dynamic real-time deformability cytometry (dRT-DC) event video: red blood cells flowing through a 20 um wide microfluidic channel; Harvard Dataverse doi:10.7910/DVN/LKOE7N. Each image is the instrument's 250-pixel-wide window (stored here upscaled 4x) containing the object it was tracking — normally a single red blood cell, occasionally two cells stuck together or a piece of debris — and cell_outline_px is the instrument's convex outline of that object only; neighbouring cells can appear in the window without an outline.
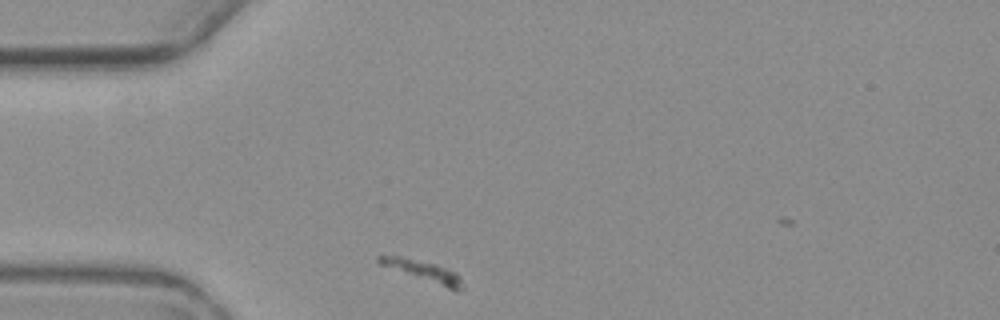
{"species": "common noctule bat (a hibernating species)", "species_latin": "Nyctalus noctula", "temperature_condition": "warm", "stored_images_in_passage": 5, "camera_frame_rate_fps": 3000, "um_per_image_px": 0.085, "animal": {"sex": "female", "body_mass_g": 19.3, "forearm_length_mm": 54.1}, "frame": {"image": 1, "passage_image": 1, "time_ms": 0.0, "image_size_px": [1000, 320], "cell_outline_px": [[464, 288], [460, 292], [456, 292], [380, 264], [376, 260], [376, 256], [380, 252], [400, 256], [436, 264], [456, 272], [460, 276]], "centroid_in_image_um": [35.96, 23.03], "position_along_channel_um": 49.0, "area_um2": 10.58}}
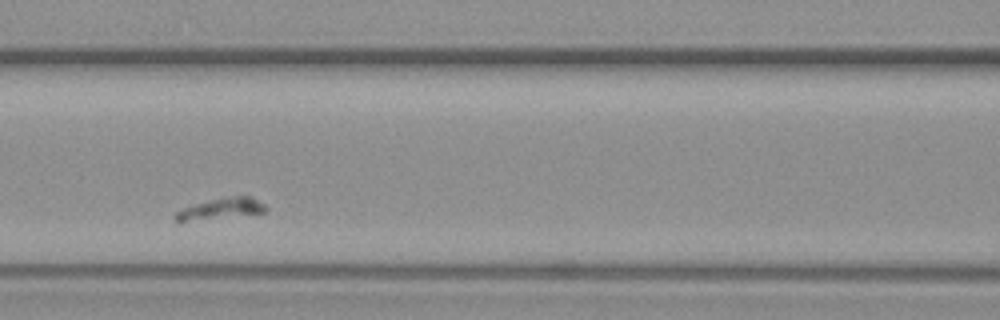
{"frame": {"image": 2, "passage_image": 4, "time_ms": 3.667, "image_size_px": [1000, 320], "cell_outline_px": [[268, 208], [264, 212], [184, 220], [176, 220], [172, 216], [176, 212], [184, 208], [196, 204], [224, 196], [252, 196], [264, 204]], "centroid_in_image_um": [18.84, 17.68], "position_along_channel_um": 147.8, "area_um2": 10.35}}
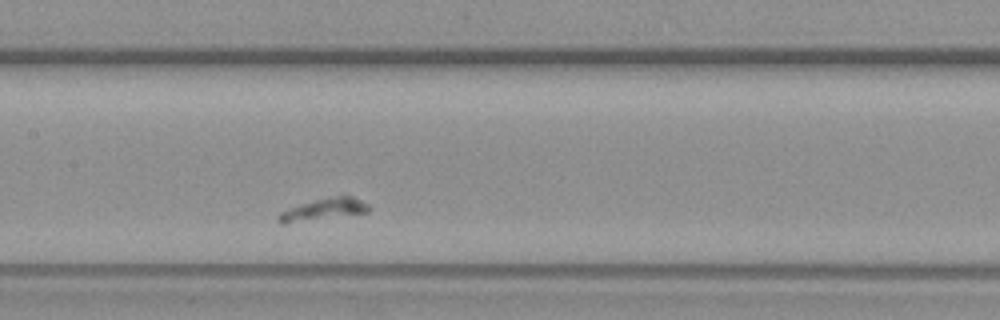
{"frame": {"image": 3, "passage_image": 5, "time_ms": 4.667, "image_size_px": [1000, 320], "cell_outline_px": [[368, 212], [284, 224], [280, 224], [276, 220], [276, 216], [280, 212], [288, 208], [300, 204], [328, 196], [352, 196], [368, 204]], "centroid_in_image_um": [27.42, 17.8], "position_along_channel_um": 180.0, "area_um2": 11.44}}